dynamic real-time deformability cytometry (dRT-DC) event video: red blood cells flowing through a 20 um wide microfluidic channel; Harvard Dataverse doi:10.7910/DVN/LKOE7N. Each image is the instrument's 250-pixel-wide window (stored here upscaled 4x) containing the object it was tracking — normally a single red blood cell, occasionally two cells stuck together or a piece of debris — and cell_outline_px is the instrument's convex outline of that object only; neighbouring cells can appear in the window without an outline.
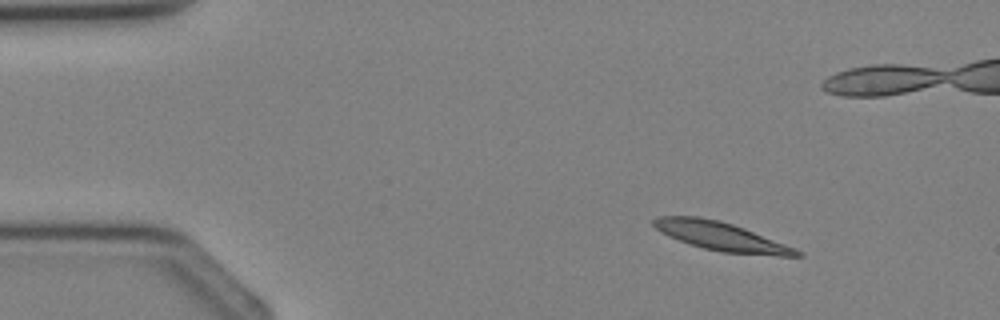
{"species": "Egyptian fruit bat (a non-hibernating species)", "species_latin": "Rousettus aegyptiacus", "temperature_condition": "cold", "stored_images_in_passage": 4, "camera_frame_rate_fps": 3000, "um_per_image_px": 0.085, "animal": {"sex": "female"}, "frame": {"image": 1, "passage_image": 1, "time_ms": 0.0, "image_size_px": [1000, 320], "cell_outline_px": [[804, 256], [776, 256], [720, 252], [704, 248], [668, 236], [660, 232], [652, 224], [652, 220], [660, 216], [700, 216], [720, 220], [744, 228], [796, 248], [804, 252]], "centroid_in_image_um": [61.33, 20.09], "position_along_channel_um": 23.7, "area_um2": 23.87}}